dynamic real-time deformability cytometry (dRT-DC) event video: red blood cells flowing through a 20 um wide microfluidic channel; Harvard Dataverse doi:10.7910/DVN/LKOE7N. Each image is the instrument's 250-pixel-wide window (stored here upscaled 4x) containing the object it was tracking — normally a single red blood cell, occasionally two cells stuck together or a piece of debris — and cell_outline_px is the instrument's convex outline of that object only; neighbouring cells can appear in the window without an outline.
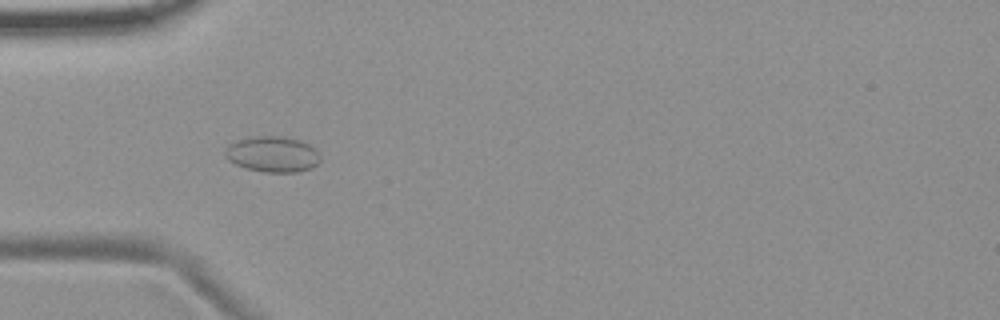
{"species": "common noctule bat (a hibernating species)", "species_latin": "Nyctalus noctula", "temperature_condition": "room temperature", "stored_images_in_passage": 6, "camera_frame_rate_fps": 3000, "um_per_image_px": 0.085, "animal": {"sex": "female", "body_mass_g": 19.9}, "frame": {"image": 1, "passage_image": 5, "time_ms": 5.667, "image_size_px": [1000, 320], "cell_outline_px": [[320, 160], [312, 168], [296, 172], [264, 172], [244, 168], [228, 160], [224, 156], [224, 148], [228, 144], [236, 140], [252, 136], [284, 136], [300, 140], [316, 148], [320, 156]], "centroid_in_image_um": [23.14, 13.1], "position_along_channel_um": 61.9, "area_um2": 20.17}}